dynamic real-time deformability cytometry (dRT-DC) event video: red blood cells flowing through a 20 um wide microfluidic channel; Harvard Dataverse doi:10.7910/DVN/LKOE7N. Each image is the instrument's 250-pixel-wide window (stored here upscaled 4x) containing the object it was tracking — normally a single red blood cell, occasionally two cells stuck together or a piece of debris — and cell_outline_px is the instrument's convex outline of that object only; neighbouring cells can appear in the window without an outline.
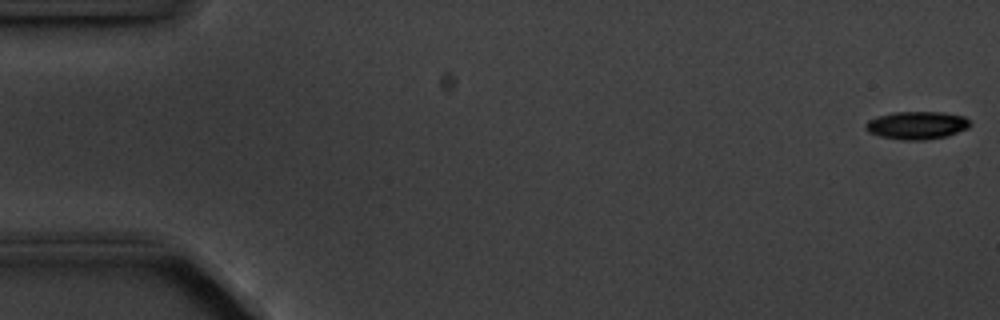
{"species": "common noctule bat (a hibernating species)", "species_latin": "Nyctalus noctula", "temperature_condition": "cold", "stored_images_in_passage": 6, "camera_frame_rate_fps": 3000, "um_per_image_px": 0.085, "animal": {"sex": "male", "body_mass_g": 20.1, "forearm_length_mm": 53.5}, "frame": {"image": 1, "passage_image": 1, "time_ms": 0.0, "image_size_px": [1000, 320], "cell_outline_px": [[972, 124], [968, 128], [948, 136], [924, 140], [900, 140], [880, 136], [868, 132], [864, 128], [864, 124], [868, 120], [892, 112], [944, 112], [964, 116]], "centroid_in_image_um": [77.93, 10.65], "position_along_channel_um": 7.1, "area_um2": 17.11}}
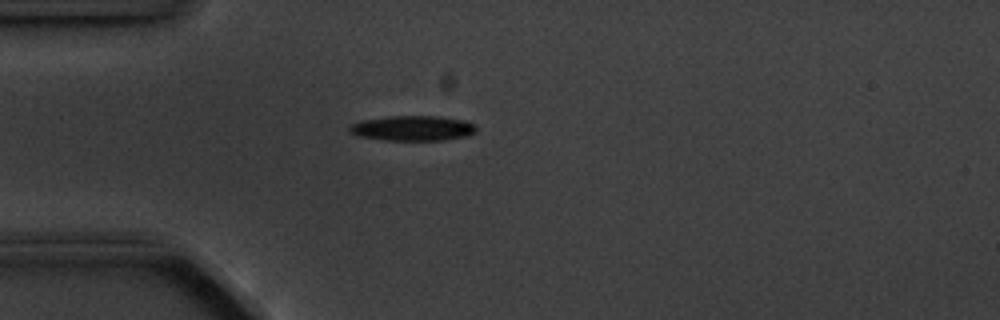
{"frame": {"image": 2, "passage_image": 5, "time_ms": 4.667, "image_size_px": [1000, 320], "cell_outline_px": [[476, 132], [468, 136], [444, 140], [380, 140], [356, 136], [348, 128], [352, 124], [364, 120], [388, 116], [440, 116], [464, 120], [476, 124]], "centroid_in_image_um": [35.12, 10.9], "position_along_channel_um": 49.9, "area_um2": 18.67}}